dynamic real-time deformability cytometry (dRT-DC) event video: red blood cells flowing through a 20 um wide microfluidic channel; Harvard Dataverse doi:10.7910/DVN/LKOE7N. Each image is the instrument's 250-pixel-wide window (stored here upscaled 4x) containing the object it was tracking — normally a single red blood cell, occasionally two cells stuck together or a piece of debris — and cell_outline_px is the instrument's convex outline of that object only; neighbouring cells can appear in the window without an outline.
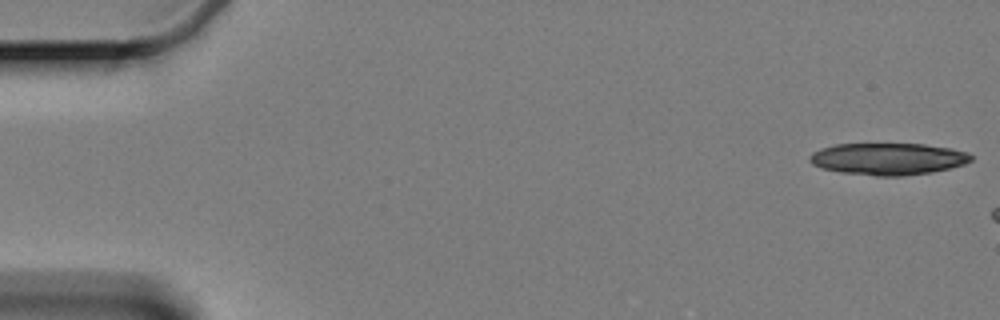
{"species": "Egyptian fruit bat (a non-hibernating species)", "species_latin": "Rousettus aegyptiacus", "temperature_condition": "cold", "stored_images_in_passage": 8, "camera_frame_rate_fps": 3000, "um_per_image_px": 0.085, "animal": {"sex": "female"}, "frame": {"image": 1, "passage_image": 1, "time_ms": 0.0, "image_size_px": [1000, 320], "cell_outline_px": [[972, 160], [948, 168], [928, 172], [896, 176], [884, 176], [848, 172], [824, 168], [816, 164], [812, 160], [812, 156], [816, 152], [824, 148], [840, 144], [920, 144], [948, 148], [964, 152], [972, 156]], "centroid_in_image_um": [75.54, 13.49], "position_along_channel_um": 9.5, "area_um2": 28.5}}